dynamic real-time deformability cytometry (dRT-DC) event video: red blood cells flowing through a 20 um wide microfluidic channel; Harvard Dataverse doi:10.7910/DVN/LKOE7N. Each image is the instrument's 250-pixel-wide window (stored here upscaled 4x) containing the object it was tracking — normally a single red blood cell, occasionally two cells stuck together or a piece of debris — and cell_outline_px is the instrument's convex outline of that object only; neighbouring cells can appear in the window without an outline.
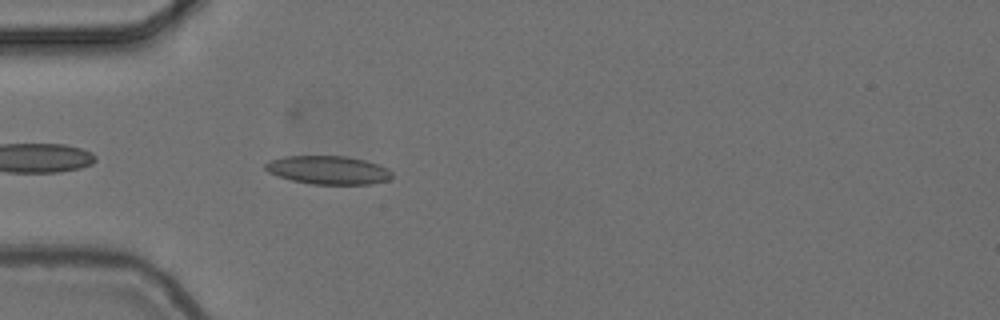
{"species": "common noctule bat (a hibernating species)", "species_latin": "Nyctalus noctula", "temperature_condition": "cold", "stored_images_in_passage": 7, "camera_frame_rate_fps": 3000, "um_per_image_px": 0.085, "animal": {"sex": "female", "body_mass_g": 24.6, "forearm_length_mm": 56.2}, "frame": {"image": 1, "passage_image": 3, "time_ms": 0.667, "image_size_px": [1000, 320], "cell_outline_px": [[392, 176], [388, 180], [372, 184], [312, 184], [292, 180], [268, 172], [264, 168], [264, 164], [268, 160], [284, 156], [348, 156], [364, 160], [388, 168], [392, 172]], "centroid_in_image_um": [27.89, 14.45], "position_along_channel_um": 57.1, "area_um2": 20.98}}